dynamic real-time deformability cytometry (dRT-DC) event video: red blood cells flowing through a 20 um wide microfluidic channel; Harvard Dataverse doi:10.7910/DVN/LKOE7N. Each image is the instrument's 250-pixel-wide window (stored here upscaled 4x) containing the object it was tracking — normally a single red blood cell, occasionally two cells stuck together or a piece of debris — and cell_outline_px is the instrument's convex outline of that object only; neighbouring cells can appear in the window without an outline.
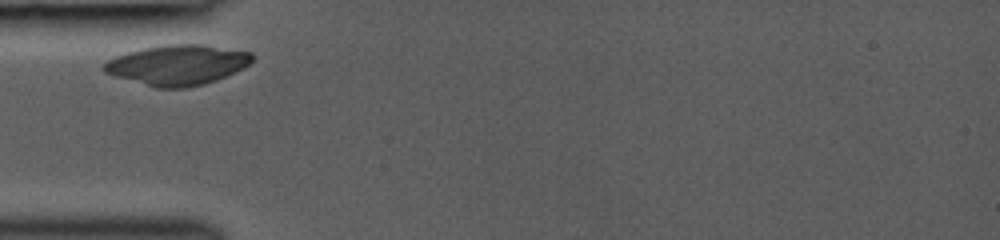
{"species": "common noctule bat (a hibernating species)", "species_latin": "Nyctalus noctula", "temperature_condition": "room temperature", "stored_images_in_passage": 1, "camera_frame_rate_fps": 3000, "um_per_image_px": 0.085, "animal": {"sex": "female", "body_mass_g": 19.0, "forearm_length_mm": 53.3}, "frame": {"image": 1, "passage_image": 1, "time_ms": 0.0, "image_size_px": [1000, 240], "cell_outline_px": [[252, 60], [244, 68], [216, 80], [204, 84], [184, 88], [156, 88], [116, 76], [104, 72], [100, 68], [108, 60], [116, 56], [128, 52], [144, 48], [164, 44], [204, 44], [252, 52]], "centroid_in_image_um": [15.09, 5.51], "position_along_channel_um": 69.9, "area_um2": 34.62}}